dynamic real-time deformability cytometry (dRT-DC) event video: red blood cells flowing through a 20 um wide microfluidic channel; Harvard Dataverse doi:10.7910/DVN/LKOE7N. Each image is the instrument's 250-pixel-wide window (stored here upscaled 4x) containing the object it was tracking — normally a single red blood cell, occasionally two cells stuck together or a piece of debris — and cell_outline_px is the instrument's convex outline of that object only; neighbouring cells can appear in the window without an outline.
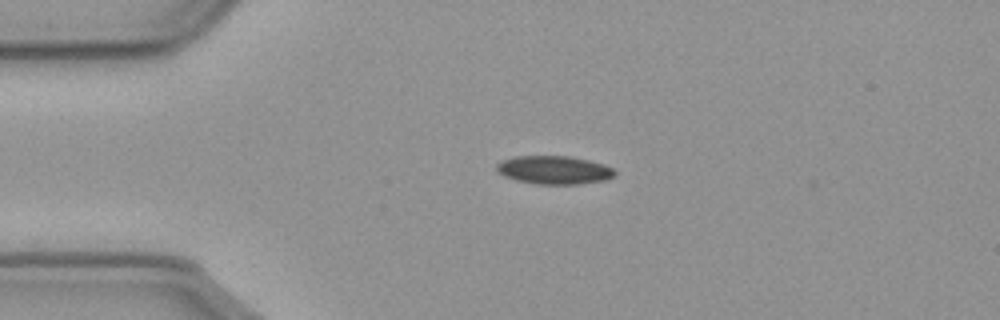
{"species": "common noctule bat (a hibernating species)", "species_latin": "Nyctalus noctula", "temperature_condition": "cold", "stored_images_in_passage": 46, "camera_frame_rate_fps": 3000, "um_per_image_px": 0.085, "animal": {"sex": "male", "body_mass_g": 23.1, "forearm_length_mm": 52.7}, "frame": {"image": 1, "passage_image": 2, "time_ms": 0.333, "image_size_px": [1000, 320], "cell_outline_px": [[616, 176], [604, 180], [576, 184], [536, 184], [516, 180], [504, 176], [496, 172], [496, 164], [500, 160], [516, 156], [572, 156], [604, 164], [612, 168], [616, 172]], "centroid_in_image_um": [47.07, 14.44], "position_along_channel_um": 37.9, "area_um2": 19.65}}
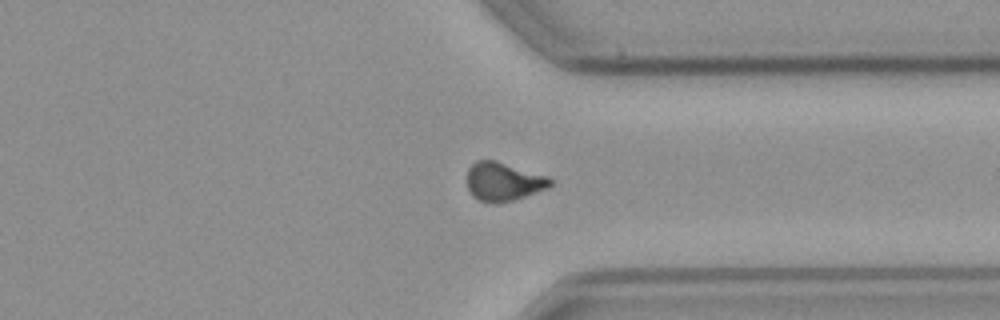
{"frame": {"image": 2, "passage_image": 32, "time_ms": 10.333, "image_size_px": [1000, 320], "cell_outline_px": [[552, 184], [548, 188], [512, 200], [496, 204], [480, 200], [472, 196], [468, 188], [468, 168], [476, 160], [496, 160], [548, 176], [552, 180]], "centroid_in_image_um": [42.79, 15.43], "position_along_channel_um": 368.6, "area_um2": 18.67}}
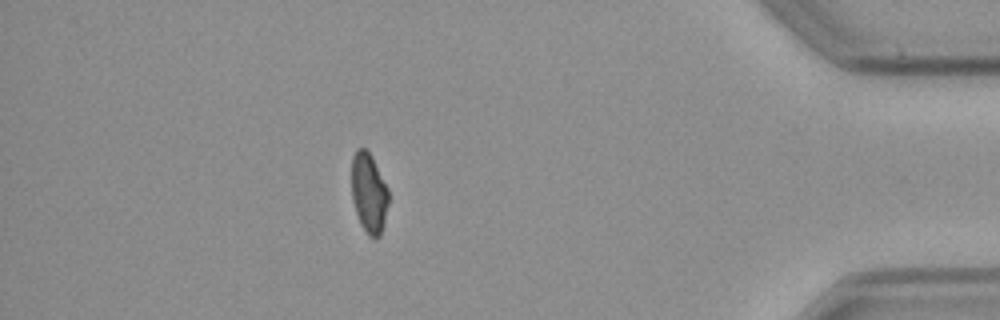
{"frame": {"image": 3, "passage_image": 39, "time_ms": 12.667, "image_size_px": [1000, 320], "cell_outline_px": [[388, 204], [384, 224], [380, 236], [376, 240], [368, 236], [360, 224], [352, 200], [352, 156], [356, 148], [364, 148], [372, 156], [388, 188]], "centroid_in_image_um": [31.35, 16.43], "position_along_channel_um": 403.8, "area_um2": 17.4}}